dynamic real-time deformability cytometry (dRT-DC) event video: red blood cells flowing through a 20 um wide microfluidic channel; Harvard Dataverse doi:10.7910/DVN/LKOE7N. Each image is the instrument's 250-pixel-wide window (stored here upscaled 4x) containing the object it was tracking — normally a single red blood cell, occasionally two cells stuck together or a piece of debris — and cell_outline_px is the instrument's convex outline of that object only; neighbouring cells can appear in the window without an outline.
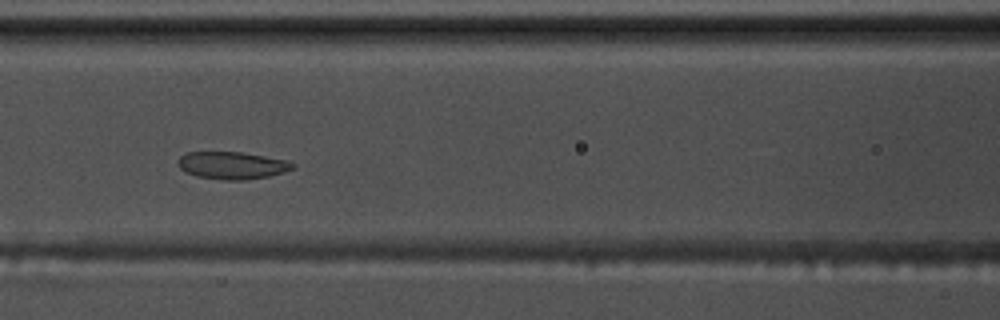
{"species": "common noctule bat (a hibernating species)", "species_latin": "Nyctalus noctula", "temperature_condition": "warm", "stored_images_in_passage": 56, "segment_of_instrument_passage": [1, 2], "camera_frame_rate_fps": 3000, "um_per_image_px": 0.085, "animal": {"sex": "male", "body_mass_g": 17.5, "forearm_length_mm": 52.3}, "frame": {"image": 1, "passage_image": 23, "time_ms": 7.333, "image_size_px": [1000, 320], "cell_outline_px": [[296, 168], [284, 172], [268, 176], [244, 180], [224, 180], [196, 176], [180, 168], [176, 164], [176, 160], [180, 156], [188, 152], [240, 152], [288, 160], [296, 164]], "centroid_in_image_um": [19.74, 14.05], "position_along_channel_um": 146.9, "area_um2": 18.38}}
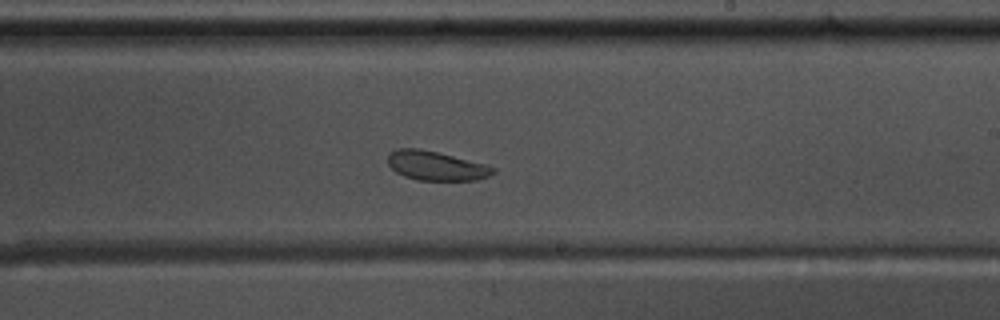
{"frame": {"image": 2, "passage_image": 32, "time_ms": 10.333, "image_size_px": [1000, 320], "cell_outline_px": [[496, 172], [488, 176], [476, 180], [416, 180], [404, 176], [396, 172], [388, 164], [388, 156], [396, 148], [420, 148], [484, 164], [496, 168]], "centroid_in_image_um": [37.05, 14.1], "position_along_channel_um": 252.0, "area_um2": 17.74}}
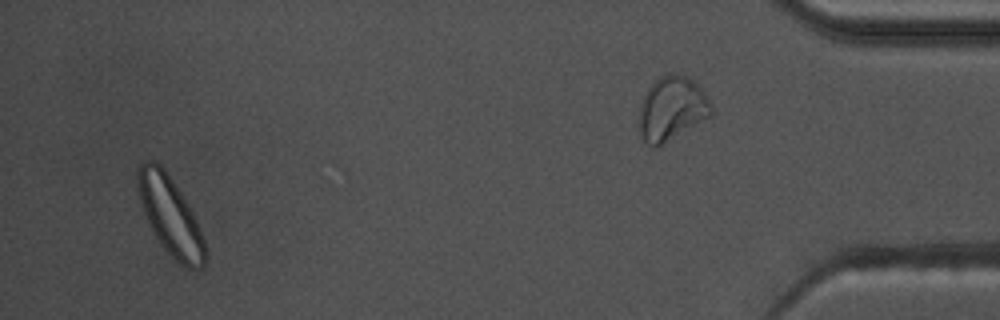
{"frame": {"image": 3, "passage_image": 53, "time_ms": 17.333, "image_size_px": [1000, 320], "cell_outline_px": [[208, 256], [204, 264], [200, 268], [188, 268], [180, 264], [160, 244], [152, 232], [144, 216], [136, 184], [136, 168], [144, 160], [156, 160], [164, 168], [188, 204], [196, 220], [204, 240]], "centroid_in_image_um": [14.44, 18.32], "position_along_channel_um": 420.8, "area_um2": 30.98}}